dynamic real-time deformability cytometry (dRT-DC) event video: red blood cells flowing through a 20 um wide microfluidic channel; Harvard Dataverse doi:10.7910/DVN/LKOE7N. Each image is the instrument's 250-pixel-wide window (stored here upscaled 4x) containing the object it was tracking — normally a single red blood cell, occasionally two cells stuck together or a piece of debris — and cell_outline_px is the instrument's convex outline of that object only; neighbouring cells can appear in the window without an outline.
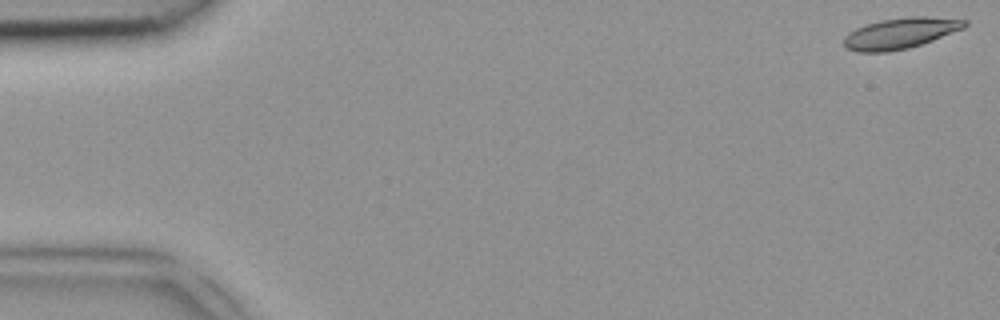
{"species": "common noctule bat (a hibernating species)", "species_latin": "Nyctalus noctula", "temperature_condition": "room temperature", "stored_images_in_passage": 11, "camera_frame_rate_fps": 3000, "um_per_image_px": 0.085, "animal": {"sex": "female", "body_mass_g": 18.4}, "frame": {"image": 1, "passage_image": 1, "time_ms": 0.0, "image_size_px": [1000, 320], "cell_outline_px": [[968, 24], [964, 28], [932, 40], [908, 48], [888, 52], [856, 52], [844, 48], [844, 36], [848, 32], [864, 24], [880, 20], [908, 16], [924, 16], [968, 20]], "centroid_in_image_um": [76.48, 2.82], "position_along_channel_um": 8.5, "area_um2": 21.85}}